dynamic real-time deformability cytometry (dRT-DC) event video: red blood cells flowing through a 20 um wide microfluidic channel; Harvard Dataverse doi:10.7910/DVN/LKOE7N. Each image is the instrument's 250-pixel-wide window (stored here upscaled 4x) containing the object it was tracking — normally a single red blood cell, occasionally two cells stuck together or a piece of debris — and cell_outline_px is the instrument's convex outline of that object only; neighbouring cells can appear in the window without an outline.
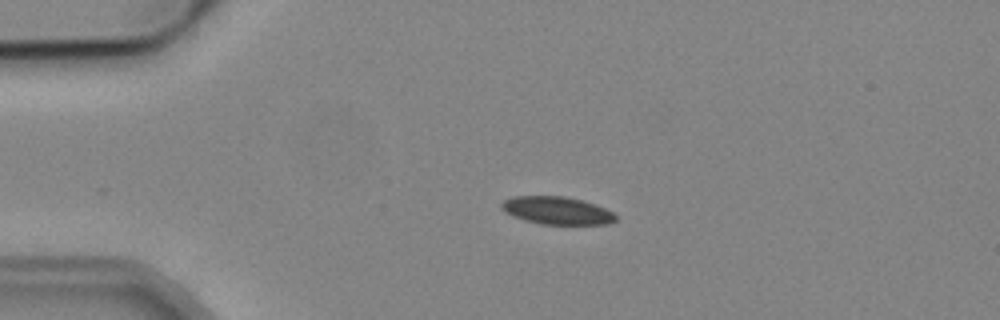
{"species": "common noctule bat (a hibernating species)", "species_latin": "Nyctalus noctula", "temperature_condition": "cold", "stored_images_in_passage": 3, "camera_frame_rate_fps": 3000, "um_per_image_px": 0.085, "animal": {"sex": "male", "body_mass_g": 19.2, "forearm_length_mm": 51.8}, "frame": {"image": 1, "passage_image": 3, "time_ms": 2.333, "image_size_px": [1000, 320], "cell_outline_px": [[616, 220], [608, 224], [540, 224], [524, 220], [504, 212], [500, 208], [500, 204], [504, 200], [512, 196], [564, 196], [580, 200], [604, 208], [612, 212], [616, 216]], "centroid_in_image_um": [47.28, 17.89], "position_along_channel_um": 37.7, "area_um2": 18.32}}